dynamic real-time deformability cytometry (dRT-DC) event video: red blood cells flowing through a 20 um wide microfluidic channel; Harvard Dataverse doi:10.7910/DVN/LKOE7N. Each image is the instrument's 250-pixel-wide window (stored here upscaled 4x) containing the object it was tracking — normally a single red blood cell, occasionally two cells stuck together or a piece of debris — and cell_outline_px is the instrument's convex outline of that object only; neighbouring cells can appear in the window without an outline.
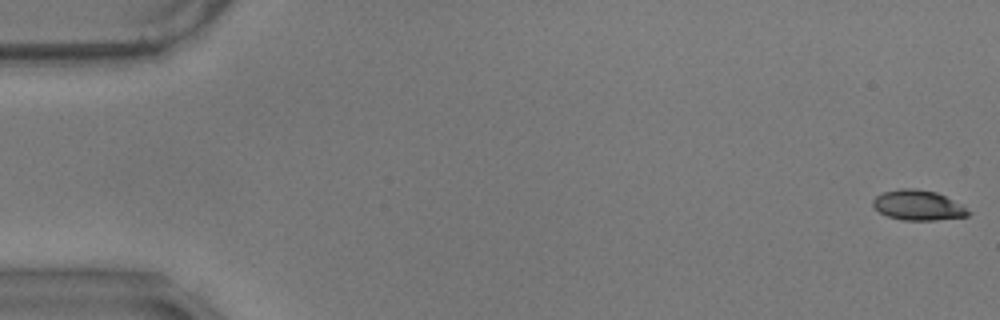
{"species": "common noctule bat (a hibernating species)", "species_latin": "Nyctalus noctula", "temperature_condition": "warm", "stored_images_in_passage": 15, "camera_frame_rate_fps": 3000, "um_per_image_px": 0.085, "animal": {"sex": "male", "body_mass_g": 17.9}, "frame": {"image": 1, "passage_image": 1, "time_ms": 0.0, "image_size_px": [1000, 320], "cell_outline_px": [[972, 212], [968, 216], [936, 220], [904, 220], [888, 216], [880, 212], [872, 204], [872, 200], [876, 196], [884, 192], [900, 188], [916, 188], [936, 192], [964, 204]], "centroid_in_image_um": [78.1, 17.44], "position_along_channel_um": 6.9, "area_um2": 16.88}}
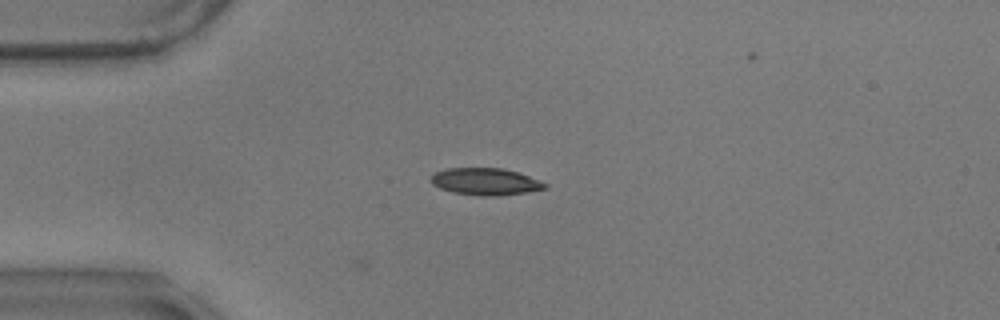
{"frame": {"image": 2, "passage_image": 15, "time_ms": 4.667, "image_size_px": [1000, 320], "cell_outline_px": [[548, 188], [528, 192], [500, 196], [480, 196], [452, 192], [440, 188], [432, 184], [428, 180], [436, 172], [448, 168], [504, 168], [528, 176], [548, 184]], "centroid_in_image_um": [41.26, 15.44], "position_along_channel_um": 43.7, "area_um2": 18.03}}